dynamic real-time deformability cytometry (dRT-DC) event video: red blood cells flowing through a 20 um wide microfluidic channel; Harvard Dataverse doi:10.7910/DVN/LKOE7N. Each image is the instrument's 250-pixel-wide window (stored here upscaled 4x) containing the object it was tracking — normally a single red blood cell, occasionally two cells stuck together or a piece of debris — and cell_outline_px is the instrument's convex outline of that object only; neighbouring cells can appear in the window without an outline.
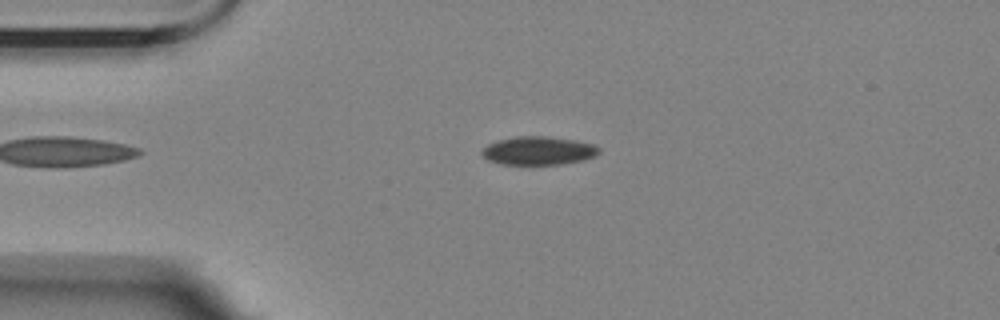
{"species": "Egyptian fruit bat (a non-hibernating species)", "species_latin": "Rousettus aegyptiacus", "temperature_condition": "room temperature", "stored_images_in_passage": 3, "camera_frame_rate_fps": 3000, "um_per_image_px": 0.085, "animal": {"sex": "female"}, "frame": {"image": 1, "passage_image": 1, "time_ms": 0.0, "image_size_px": [1000, 320], "cell_outline_px": [[600, 152], [596, 156], [580, 160], [560, 164], [500, 164], [488, 160], [480, 152], [488, 144], [496, 140], [516, 136], [548, 136], [576, 140], [592, 144], [600, 148]], "centroid_in_image_um": [45.75, 12.79], "position_along_channel_um": 39.2, "area_um2": 19.36}}
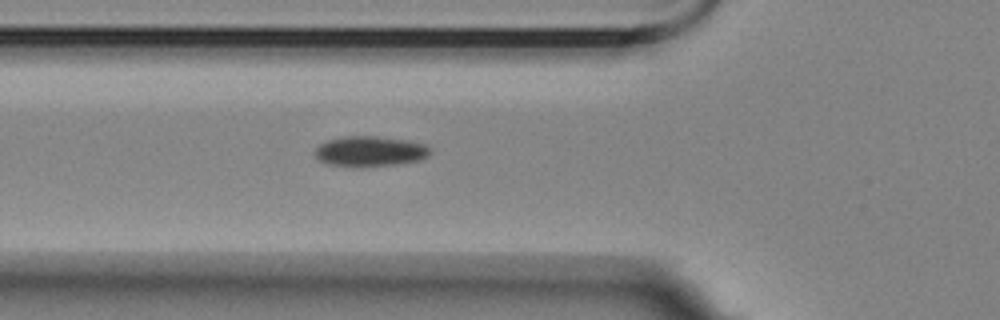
{"frame": {"image": 2, "passage_image": 3, "time_ms": 2.333, "image_size_px": [1000, 320], "cell_outline_px": [[432, 152], [428, 156], [420, 160], [400, 164], [356, 168], [328, 164], [320, 160], [316, 156], [316, 148], [320, 144], [328, 140], [344, 136], [376, 136], [408, 140], [424, 144]], "centroid_in_image_um": [31.47, 12.88], "position_along_channel_um": 94.3, "area_um2": 20.58}}